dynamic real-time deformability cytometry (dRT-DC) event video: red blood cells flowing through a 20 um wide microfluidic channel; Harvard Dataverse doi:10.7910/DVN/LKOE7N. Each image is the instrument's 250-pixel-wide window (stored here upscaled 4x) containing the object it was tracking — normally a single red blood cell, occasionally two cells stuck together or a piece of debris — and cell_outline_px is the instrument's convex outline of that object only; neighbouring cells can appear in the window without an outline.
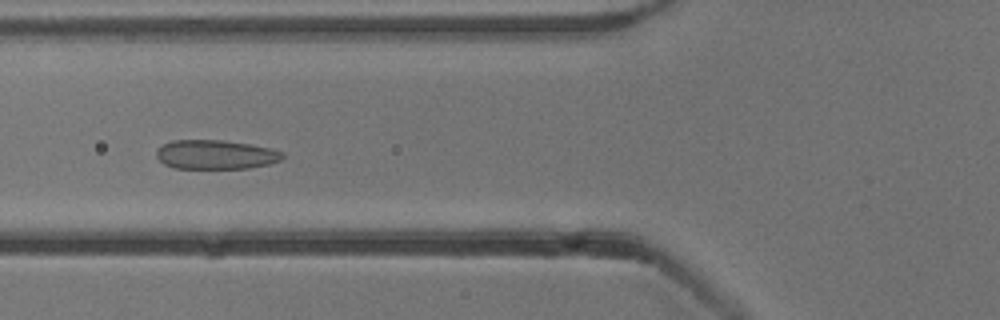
{"species": "common noctule bat (a hibernating species)", "species_latin": "Nyctalus noctula", "temperature_condition": "cold", "stored_images_in_passage": 35, "camera_frame_rate_fps": 3000, "um_per_image_px": 0.085, "animal": {"sex": "male", "body_mass_g": 13.3}, "frame": {"image": 1, "passage_image": 13, "time_ms": 4.0, "image_size_px": [1000, 320], "cell_outline_px": [[284, 156], [280, 160], [272, 164], [248, 168], [172, 168], [164, 164], [156, 156], [156, 152], [164, 144], [172, 140], [220, 140], [248, 144], [268, 148], [284, 152]], "centroid_in_image_um": [18.34, 13.15], "position_along_channel_um": 107.5, "area_um2": 21.33}}
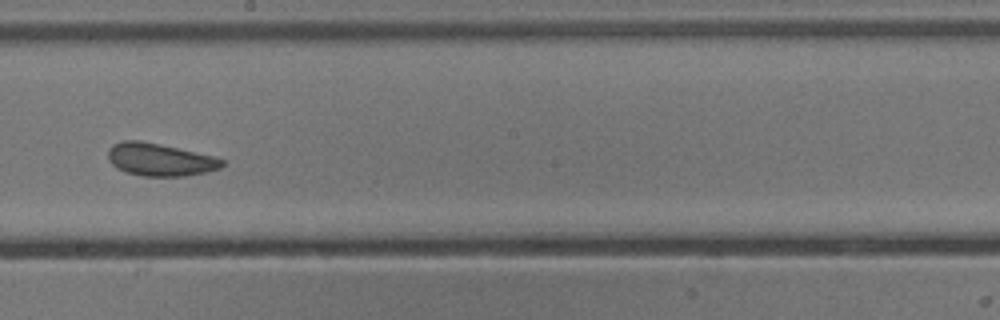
{"frame": {"image": 2, "passage_image": 23, "time_ms": 7.333, "image_size_px": [1000, 320], "cell_outline_px": [[224, 164], [220, 168], [208, 172], [184, 176], [144, 176], [124, 172], [116, 168], [108, 160], [108, 148], [112, 144], [124, 140], [140, 140], [160, 144], [212, 156], [224, 160]], "centroid_in_image_um": [13.55, 13.57], "position_along_channel_um": 234.7, "area_um2": 21.73}}
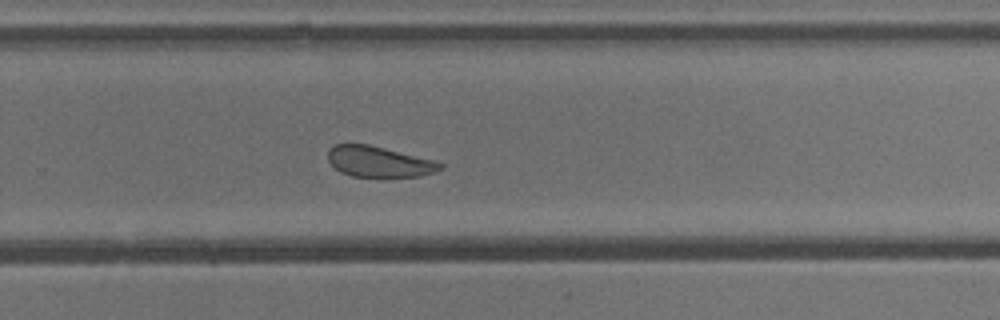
{"frame": {"image": 3, "passage_image": 28, "time_ms": 9.0, "image_size_px": [1000, 320], "cell_outline_px": [[444, 168], [436, 172], [420, 176], [352, 176], [340, 172], [328, 160], [328, 148], [336, 144], [368, 144], [436, 160], [444, 164]], "centroid_in_image_um": [32.25, 13.73], "position_along_channel_um": 297.6, "area_um2": 20.11}, "authors_computed_cell_mechanics": {"area_um2": 21.9062, "velocity_mm_per_s": 3.8095, "shape_relaxation_time_tau1_ms": 3.1662, "shape_relaxation_time_tau2_ms": 1.3867, "deformation_change_tau1": 0.0663, "deformation_change_tau2": 0.0659}}